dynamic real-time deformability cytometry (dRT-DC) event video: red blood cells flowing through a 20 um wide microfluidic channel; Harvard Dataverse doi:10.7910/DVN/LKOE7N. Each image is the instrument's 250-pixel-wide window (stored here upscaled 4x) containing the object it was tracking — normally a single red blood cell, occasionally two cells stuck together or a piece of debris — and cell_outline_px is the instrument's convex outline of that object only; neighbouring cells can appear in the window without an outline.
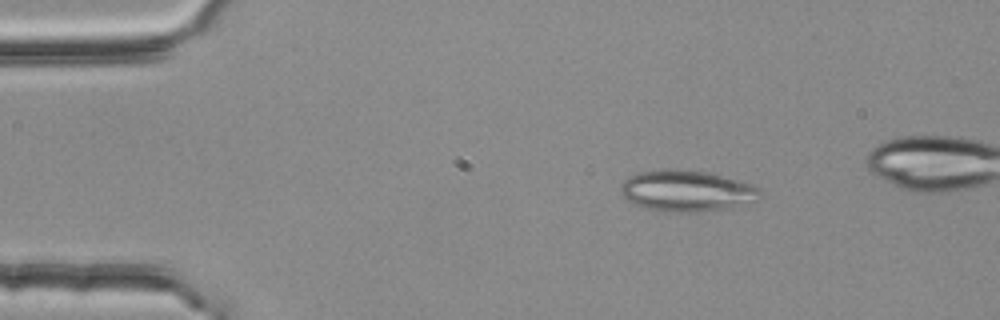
{"species": "common noctule bat (a hibernating species)", "species_latin": "Nyctalus noctula", "temperature_condition": "room temperature", "stored_images_in_passage": 4, "camera_frame_rate_fps": 3000, "um_per_image_px": 0.085, "animal": {"sex": "female", "body_mass_g": 25.1}, "frame": {"image": 1, "passage_image": 2, "time_ms": 0.333, "image_size_px": [1000, 320], "cell_outline_px": [[760, 192], [756, 200], [728, 208], [696, 212], [664, 212], [648, 208], [636, 204], [628, 200], [620, 192], [620, 184], [624, 180], [640, 172], [664, 168], [676, 168], [708, 172], [752, 184], [760, 188]], "centroid_in_image_um": [58.35, 16.21], "position_along_channel_um": 26.7, "area_um2": 33.35}}